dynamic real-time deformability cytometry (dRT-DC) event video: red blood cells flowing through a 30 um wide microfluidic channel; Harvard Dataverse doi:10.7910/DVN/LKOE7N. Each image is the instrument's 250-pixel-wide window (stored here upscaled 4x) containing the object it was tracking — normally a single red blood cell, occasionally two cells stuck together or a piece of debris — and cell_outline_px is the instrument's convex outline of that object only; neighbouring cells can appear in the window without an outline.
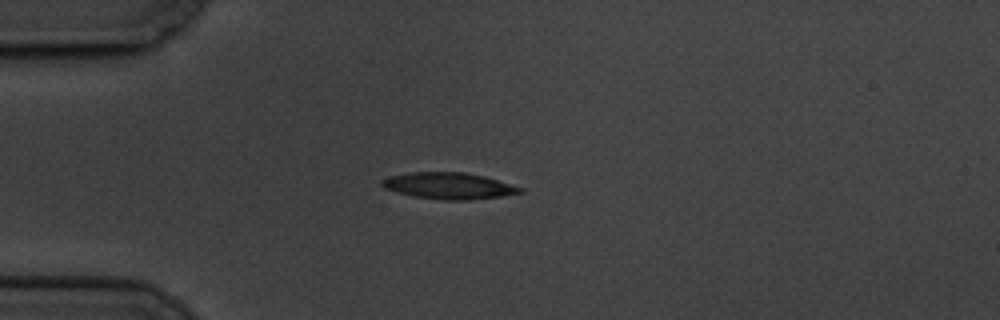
{"species": "common noctule bat (a hibernating species)", "species_latin": "Nyctalus noctula", "temperature_condition": "cold", "stored_images_in_passage": 6, "camera_frame_rate_fps": 3000, "um_per_image_px": 0.085, "animal": {"sex": "male", "body_mass_g": 19.5, "forearm_length_mm": 54.6}, "frame": {"image": 1, "passage_image": 1, "time_ms": 0.0, "image_size_px": [1000, 320], "cell_outline_px": [[524, 192], [500, 196], [468, 200], [444, 200], [416, 196], [396, 192], [384, 188], [380, 184], [380, 180], [388, 176], [408, 172], [464, 172], [484, 176], [524, 188]], "centroid_in_image_um": [38.12, 15.78], "position_along_channel_um": 46.9, "area_um2": 21.27}}
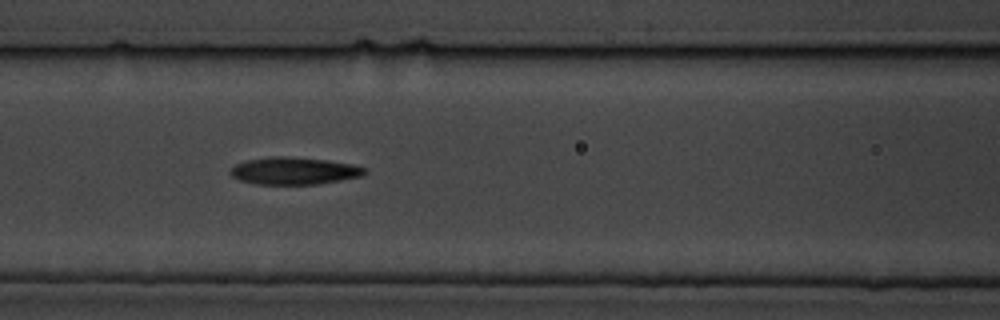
{"frame": {"image": 2, "passage_image": 4, "time_ms": 3.333, "image_size_px": [1000, 320], "cell_outline_px": [[368, 172], [360, 176], [340, 180], [316, 184], [256, 184], [240, 180], [232, 176], [228, 172], [236, 164], [248, 160], [268, 156], [284, 156], [324, 160], [352, 164], [368, 168]], "centroid_in_image_um": [24.99, 14.52], "position_along_channel_um": 141.6, "area_um2": 21.21}}
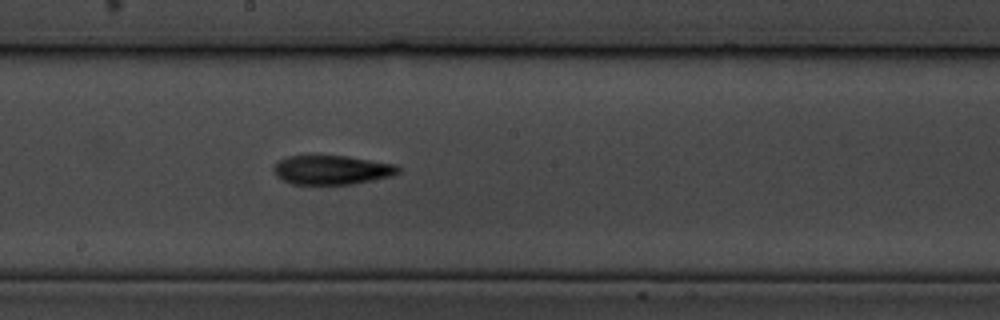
{"frame": {"image": 3, "passage_image": 6, "time_ms": 5.667, "image_size_px": [1000, 320], "cell_outline_px": [[400, 172], [392, 176], [352, 184], [292, 184], [276, 176], [272, 168], [280, 160], [288, 156], [348, 156], [396, 164], [400, 168]], "centroid_in_image_um": [28.23, 14.44], "position_along_channel_um": 220.0, "area_um2": 21.1}}